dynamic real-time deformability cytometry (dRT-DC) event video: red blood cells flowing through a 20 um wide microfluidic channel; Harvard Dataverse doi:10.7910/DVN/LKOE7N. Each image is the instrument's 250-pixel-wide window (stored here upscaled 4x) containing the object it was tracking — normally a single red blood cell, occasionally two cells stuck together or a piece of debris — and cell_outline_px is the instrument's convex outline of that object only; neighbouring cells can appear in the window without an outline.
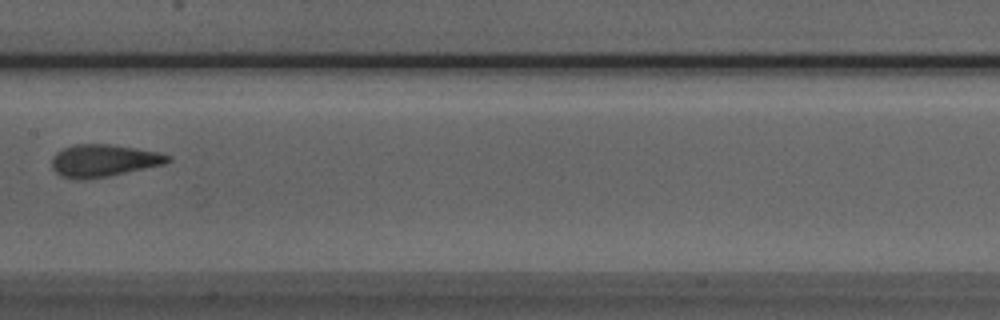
{"species": "Egyptian fruit bat (a non-hibernating species)", "species_latin": "Rousettus aegyptiacus", "temperature_condition": "room temperature", "stored_images_in_passage": 9, "camera_frame_rate_fps": 3000, "um_per_image_px": 0.085, "animal": {"sex": "male"}, "frame": {"image": 1, "passage_image": 8, "time_ms": 8.0, "image_size_px": [1000, 320], "cell_outline_px": [[172, 160], [164, 164], [108, 176], [80, 180], [60, 176], [52, 168], [52, 156], [56, 152], [72, 144], [112, 144], [160, 152], [172, 156]], "centroid_in_image_um": [8.8, 13.64], "position_along_channel_um": 198.6, "area_um2": 21.96}}
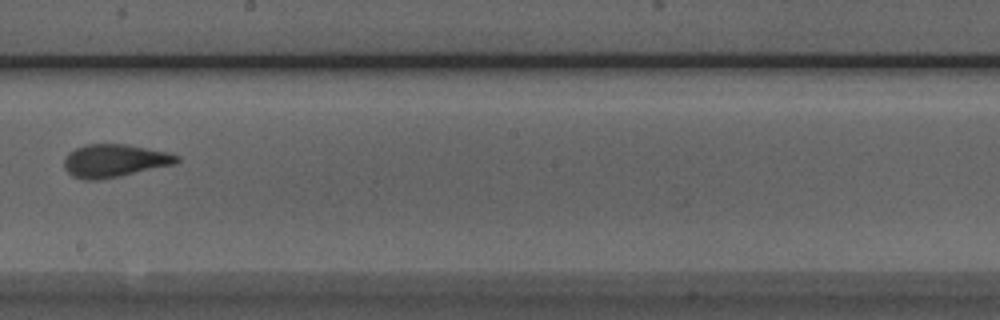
{"frame": {"image": 2, "passage_image": 9, "time_ms": 9.0, "image_size_px": [1000, 320], "cell_outline_px": [[180, 160], [176, 164], [120, 176], [96, 180], [84, 180], [72, 176], [64, 168], [64, 156], [68, 152], [84, 144], [128, 144], [168, 152], [180, 156]], "centroid_in_image_um": [9.73, 13.65], "position_along_channel_um": 238.5, "area_um2": 21.85}}